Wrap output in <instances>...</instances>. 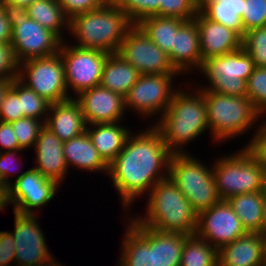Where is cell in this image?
<instances>
[{
	"mask_svg": "<svg viewBox=\"0 0 266 266\" xmlns=\"http://www.w3.org/2000/svg\"><path fill=\"white\" fill-rule=\"evenodd\" d=\"M140 130L132 131L122 150L108 164L107 176L126 213L129 210L133 213L134 202L142 195L145 198L156 183L168 178L172 155L161 133L152 124Z\"/></svg>",
	"mask_w": 266,
	"mask_h": 266,
	"instance_id": "6da1fadb",
	"label": "cell"
},
{
	"mask_svg": "<svg viewBox=\"0 0 266 266\" xmlns=\"http://www.w3.org/2000/svg\"><path fill=\"white\" fill-rule=\"evenodd\" d=\"M182 84L184 87L180 85L166 111L153 124L172 154L188 153V144L209 133L204 92Z\"/></svg>",
	"mask_w": 266,
	"mask_h": 266,
	"instance_id": "7a4b0ae2",
	"label": "cell"
},
{
	"mask_svg": "<svg viewBox=\"0 0 266 266\" xmlns=\"http://www.w3.org/2000/svg\"><path fill=\"white\" fill-rule=\"evenodd\" d=\"M145 196L146 213L133 215L136 223L161 232L195 234L198 213L169 177L156 183Z\"/></svg>",
	"mask_w": 266,
	"mask_h": 266,
	"instance_id": "3957f363",
	"label": "cell"
},
{
	"mask_svg": "<svg viewBox=\"0 0 266 266\" xmlns=\"http://www.w3.org/2000/svg\"><path fill=\"white\" fill-rule=\"evenodd\" d=\"M133 25L112 1L98 9L74 15L69 22L72 45L117 53L128 29Z\"/></svg>",
	"mask_w": 266,
	"mask_h": 266,
	"instance_id": "277c9868",
	"label": "cell"
},
{
	"mask_svg": "<svg viewBox=\"0 0 266 266\" xmlns=\"http://www.w3.org/2000/svg\"><path fill=\"white\" fill-rule=\"evenodd\" d=\"M207 111L208 129L211 140L217 144L246 135L251 129L256 131L263 115L247 97H237L203 91ZM256 127H255V125ZM253 127V128H252ZM249 130V131H248ZM237 136V138H236Z\"/></svg>",
	"mask_w": 266,
	"mask_h": 266,
	"instance_id": "5b68a950",
	"label": "cell"
},
{
	"mask_svg": "<svg viewBox=\"0 0 266 266\" xmlns=\"http://www.w3.org/2000/svg\"><path fill=\"white\" fill-rule=\"evenodd\" d=\"M210 165L190 153L172 154L169 161L168 177L197 213L221 200L215 185L212 163Z\"/></svg>",
	"mask_w": 266,
	"mask_h": 266,
	"instance_id": "8992f818",
	"label": "cell"
},
{
	"mask_svg": "<svg viewBox=\"0 0 266 266\" xmlns=\"http://www.w3.org/2000/svg\"><path fill=\"white\" fill-rule=\"evenodd\" d=\"M254 67L251 57L241 47L236 51L203 60L197 72L207 80V84L204 82L201 86L195 83L194 86L202 91L246 97V81Z\"/></svg>",
	"mask_w": 266,
	"mask_h": 266,
	"instance_id": "52a82bcc",
	"label": "cell"
},
{
	"mask_svg": "<svg viewBox=\"0 0 266 266\" xmlns=\"http://www.w3.org/2000/svg\"><path fill=\"white\" fill-rule=\"evenodd\" d=\"M234 154L215 159L213 174L218 196L228 200L234 195L261 191L262 166L247 147L235 150Z\"/></svg>",
	"mask_w": 266,
	"mask_h": 266,
	"instance_id": "ba28073f",
	"label": "cell"
},
{
	"mask_svg": "<svg viewBox=\"0 0 266 266\" xmlns=\"http://www.w3.org/2000/svg\"><path fill=\"white\" fill-rule=\"evenodd\" d=\"M11 42L17 63L48 57L59 52L62 40L52 31L28 17L26 10L8 9Z\"/></svg>",
	"mask_w": 266,
	"mask_h": 266,
	"instance_id": "9c48e42d",
	"label": "cell"
},
{
	"mask_svg": "<svg viewBox=\"0 0 266 266\" xmlns=\"http://www.w3.org/2000/svg\"><path fill=\"white\" fill-rule=\"evenodd\" d=\"M178 75L181 76L180 74L140 75L124 97L126 112L133 111V114L136 112L139 118L142 116L141 120L156 117L152 119L153 125L168 108L177 88H180V82L176 84L174 81Z\"/></svg>",
	"mask_w": 266,
	"mask_h": 266,
	"instance_id": "30bf717a",
	"label": "cell"
},
{
	"mask_svg": "<svg viewBox=\"0 0 266 266\" xmlns=\"http://www.w3.org/2000/svg\"><path fill=\"white\" fill-rule=\"evenodd\" d=\"M67 42L62 41L59 54L64 65L68 94L70 98H75L81 92L100 85L103 66L110 53Z\"/></svg>",
	"mask_w": 266,
	"mask_h": 266,
	"instance_id": "8fae6325",
	"label": "cell"
},
{
	"mask_svg": "<svg viewBox=\"0 0 266 266\" xmlns=\"http://www.w3.org/2000/svg\"><path fill=\"white\" fill-rule=\"evenodd\" d=\"M17 79L51 104L70 99L59 52L19 63Z\"/></svg>",
	"mask_w": 266,
	"mask_h": 266,
	"instance_id": "7c38bea8",
	"label": "cell"
},
{
	"mask_svg": "<svg viewBox=\"0 0 266 266\" xmlns=\"http://www.w3.org/2000/svg\"><path fill=\"white\" fill-rule=\"evenodd\" d=\"M15 266H48L57 259L50 253L46 234L39 226V215L19 214L13 211ZM39 217V218H38Z\"/></svg>",
	"mask_w": 266,
	"mask_h": 266,
	"instance_id": "4fadbf2b",
	"label": "cell"
},
{
	"mask_svg": "<svg viewBox=\"0 0 266 266\" xmlns=\"http://www.w3.org/2000/svg\"><path fill=\"white\" fill-rule=\"evenodd\" d=\"M117 53L140 75L179 74L170 63L168 55L137 24L128 29Z\"/></svg>",
	"mask_w": 266,
	"mask_h": 266,
	"instance_id": "5bb4252c",
	"label": "cell"
},
{
	"mask_svg": "<svg viewBox=\"0 0 266 266\" xmlns=\"http://www.w3.org/2000/svg\"><path fill=\"white\" fill-rule=\"evenodd\" d=\"M61 186L56 181L44 177L39 171L29 168L7 187L9 204L16 213L37 215L44 206L54 200Z\"/></svg>",
	"mask_w": 266,
	"mask_h": 266,
	"instance_id": "9a60e30c",
	"label": "cell"
},
{
	"mask_svg": "<svg viewBox=\"0 0 266 266\" xmlns=\"http://www.w3.org/2000/svg\"><path fill=\"white\" fill-rule=\"evenodd\" d=\"M245 234L240 219L226 200L198 213L195 235L217 250Z\"/></svg>",
	"mask_w": 266,
	"mask_h": 266,
	"instance_id": "2e32d148",
	"label": "cell"
},
{
	"mask_svg": "<svg viewBox=\"0 0 266 266\" xmlns=\"http://www.w3.org/2000/svg\"><path fill=\"white\" fill-rule=\"evenodd\" d=\"M79 102L87 125L125 121V99L122 95L98 85L81 92Z\"/></svg>",
	"mask_w": 266,
	"mask_h": 266,
	"instance_id": "e0dca14e",
	"label": "cell"
},
{
	"mask_svg": "<svg viewBox=\"0 0 266 266\" xmlns=\"http://www.w3.org/2000/svg\"><path fill=\"white\" fill-rule=\"evenodd\" d=\"M63 144L53 132L45 126L40 130L34 144L35 166L44 177L62 184L69 172L63 155Z\"/></svg>",
	"mask_w": 266,
	"mask_h": 266,
	"instance_id": "ac0fdd59",
	"label": "cell"
},
{
	"mask_svg": "<svg viewBox=\"0 0 266 266\" xmlns=\"http://www.w3.org/2000/svg\"><path fill=\"white\" fill-rule=\"evenodd\" d=\"M194 20L199 31L202 61L242 47V37L236 31L206 18L200 11Z\"/></svg>",
	"mask_w": 266,
	"mask_h": 266,
	"instance_id": "d6986e66",
	"label": "cell"
},
{
	"mask_svg": "<svg viewBox=\"0 0 266 266\" xmlns=\"http://www.w3.org/2000/svg\"><path fill=\"white\" fill-rule=\"evenodd\" d=\"M170 63L181 75L198 71L202 63L199 31L196 21H186L175 33L174 47L168 55Z\"/></svg>",
	"mask_w": 266,
	"mask_h": 266,
	"instance_id": "ffe728a7",
	"label": "cell"
},
{
	"mask_svg": "<svg viewBox=\"0 0 266 266\" xmlns=\"http://www.w3.org/2000/svg\"><path fill=\"white\" fill-rule=\"evenodd\" d=\"M44 126L53 132L62 142L86 132L82 109L75 98L50 104Z\"/></svg>",
	"mask_w": 266,
	"mask_h": 266,
	"instance_id": "44dd1931",
	"label": "cell"
},
{
	"mask_svg": "<svg viewBox=\"0 0 266 266\" xmlns=\"http://www.w3.org/2000/svg\"><path fill=\"white\" fill-rule=\"evenodd\" d=\"M126 218L153 246L155 266H180L183 245L189 236L179 232H161L139 225L130 214Z\"/></svg>",
	"mask_w": 266,
	"mask_h": 266,
	"instance_id": "7402d4cb",
	"label": "cell"
},
{
	"mask_svg": "<svg viewBox=\"0 0 266 266\" xmlns=\"http://www.w3.org/2000/svg\"><path fill=\"white\" fill-rule=\"evenodd\" d=\"M263 238L246 233L218 250V266H264Z\"/></svg>",
	"mask_w": 266,
	"mask_h": 266,
	"instance_id": "603a6c76",
	"label": "cell"
},
{
	"mask_svg": "<svg viewBox=\"0 0 266 266\" xmlns=\"http://www.w3.org/2000/svg\"><path fill=\"white\" fill-rule=\"evenodd\" d=\"M63 155L69 168L78 169L90 174L93 172L108 174V164L99 155L96 148L93 146L87 132L73 137L63 144Z\"/></svg>",
	"mask_w": 266,
	"mask_h": 266,
	"instance_id": "cb8c5ba5",
	"label": "cell"
},
{
	"mask_svg": "<svg viewBox=\"0 0 266 266\" xmlns=\"http://www.w3.org/2000/svg\"><path fill=\"white\" fill-rule=\"evenodd\" d=\"M121 122L87 125L86 132L102 159L110 164L122 148L132 130Z\"/></svg>",
	"mask_w": 266,
	"mask_h": 266,
	"instance_id": "d4e9b609",
	"label": "cell"
},
{
	"mask_svg": "<svg viewBox=\"0 0 266 266\" xmlns=\"http://www.w3.org/2000/svg\"><path fill=\"white\" fill-rule=\"evenodd\" d=\"M116 266H155L154 246L128 221Z\"/></svg>",
	"mask_w": 266,
	"mask_h": 266,
	"instance_id": "484cf974",
	"label": "cell"
},
{
	"mask_svg": "<svg viewBox=\"0 0 266 266\" xmlns=\"http://www.w3.org/2000/svg\"><path fill=\"white\" fill-rule=\"evenodd\" d=\"M139 76L118 53H110L103 66L100 85L125 97Z\"/></svg>",
	"mask_w": 266,
	"mask_h": 266,
	"instance_id": "4316f807",
	"label": "cell"
},
{
	"mask_svg": "<svg viewBox=\"0 0 266 266\" xmlns=\"http://www.w3.org/2000/svg\"><path fill=\"white\" fill-rule=\"evenodd\" d=\"M246 233H261L266 198L261 191L234 195L226 200Z\"/></svg>",
	"mask_w": 266,
	"mask_h": 266,
	"instance_id": "83f0119b",
	"label": "cell"
},
{
	"mask_svg": "<svg viewBox=\"0 0 266 266\" xmlns=\"http://www.w3.org/2000/svg\"><path fill=\"white\" fill-rule=\"evenodd\" d=\"M245 0H200L199 11L208 19L244 35L241 16Z\"/></svg>",
	"mask_w": 266,
	"mask_h": 266,
	"instance_id": "f1b7e54d",
	"label": "cell"
},
{
	"mask_svg": "<svg viewBox=\"0 0 266 266\" xmlns=\"http://www.w3.org/2000/svg\"><path fill=\"white\" fill-rule=\"evenodd\" d=\"M25 10L29 18L54 32L62 41L67 40L70 19L57 0H36Z\"/></svg>",
	"mask_w": 266,
	"mask_h": 266,
	"instance_id": "f546056e",
	"label": "cell"
},
{
	"mask_svg": "<svg viewBox=\"0 0 266 266\" xmlns=\"http://www.w3.org/2000/svg\"><path fill=\"white\" fill-rule=\"evenodd\" d=\"M185 22L186 20L174 17L150 16L139 21L137 25L152 42L169 55L174 47L175 33Z\"/></svg>",
	"mask_w": 266,
	"mask_h": 266,
	"instance_id": "4dcf8cb0",
	"label": "cell"
},
{
	"mask_svg": "<svg viewBox=\"0 0 266 266\" xmlns=\"http://www.w3.org/2000/svg\"><path fill=\"white\" fill-rule=\"evenodd\" d=\"M180 266H218V250L195 234L189 235L183 245Z\"/></svg>",
	"mask_w": 266,
	"mask_h": 266,
	"instance_id": "1f68e13d",
	"label": "cell"
},
{
	"mask_svg": "<svg viewBox=\"0 0 266 266\" xmlns=\"http://www.w3.org/2000/svg\"><path fill=\"white\" fill-rule=\"evenodd\" d=\"M10 88L21 99L22 117L42 120L45 123L51 103L27 88L17 78L11 81Z\"/></svg>",
	"mask_w": 266,
	"mask_h": 266,
	"instance_id": "d6a6232c",
	"label": "cell"
},
{
	"mask_svg": "<svg viewBox=\"0 0 266 266\" xmlns=\"http://www.w3.org/2000/svg\"><path fill=\"white\" fill-rule=\"evenodd\" d=\"M242 48L251 57L254 66L266 67V26L246 31Z\"/></svg>",
	"mask_w": 266,
	"mask_h": 266,
	"instance_id": "836d02e7",
	"label": "cell"
},
{
	"mask_svg": "<svg viewBox=\"0 0 266 266\" xmlns=\"http://www.w3.org/2000/svg\"><path fill=\"white\" fill-rule=\"evenodd\" d=\"M246 84V97L263 117H266V67L255 66Z\"/></svg>",
	"mask_w": 266,
	"mask_h": 266,
	"instance_id": "e575fe53",
	"label": "cell"
},
{
	"mask_svg": "<svg viewBox=\"0 0 266 266\" xmlns=\"http://www.w3.org/2000/svg\"><path fill=\"white\" fill-rule=\"evenodd\" d=\"M129 18L137 24L144 18L159 16L158 0H112Z\"/></svg>",
	"mask_w": 266,
	"mask_h": 266,
	"instance_id": "d590c367",
	"label": "cell"
},
{
	"mask_svg": "<svg viewBox=\"0 0 266 266\" xmlns=\"http://www.w3.org/2000/svg\"><path fill=\"white\" fill-rule=\"evenodd\" d=\"M159 16L193 20L199 13V0H158Z\"/></svg>",
	"mask_w": 266,
	"mask_h": 266,
	"instance_id": "8d00e7d4",
	"label": "cell"
},
{
	"mask_svg": "<svg viewBox=\"0 0 266 266\" xmlns=\"http://www.w3.org/2000/svg\"><path fill=\"white\" fill-rule=\"evenodd\" d=\"M11 124L18 145L23 150H30L29 148H33L40 130L44 127V122L42 120L28 117L19 118L18 120L11 122Z\"/></svg>",
	"mask_w": 266,
	"mask_h": 266,
	"instance_id": "74e56055",
	"label": "cell"
},
{
	"mask_svg": "<svg viewBox=\"0 0 266 266\" xmlns=\"http://www.w3.org/2000/svg\"><path fill=\"white\" fill-rule=\"evenodd\" d=\"M241 16L244 33L266 26V0H245Z\"/></svg>",
	"mask_w": 266,
	"mask_h": 266,
	"instance_id": "f35d334b",
	"label": "cell"
},
{
	"mask_svg": "<svg viewBox=\"0 0 266 266\" xmlns=\"http://www.w3.org/2000/svg\"><path fill=\"white\" fill-rule=\"evenodd\" d=\"M21 151L23 152V150H13V151L0 152V177L3 181V184L6 187H8L14 181V177L12 176V174L16 175L15 172L17 170L21 171L22 170L21 167L22 166L24 167V163H22L23 165L21 164V160L23 162V159H21L19 157L20 153H18ZM19 159H20V162L17 161ZM19 164H21V165H19ZM15 169H17V170H15ZM20 171H17L18 175L15 176V179H18L19 177H21L23 175L24 172H20ZM18 172H20L21 174ZM10 178L13 180H11Z\"/></svg>",
	"mask_w": 266,
	"mask_h": 266,
	"instance_id": "ab89813d",
	"label": "cell"
},
{
	"mask_svg": "<svg viewBox=\"0 0 266 266\" xmlns=\"http://www.w3.org/2000/svg\"><path fill=\"white\" fill-rule=\"evenodd\" d=\"M22 118L21 99L9 87L0 108V121L11 123Z\"/></svg>",
	"mask_w": 266,
	"mask_h": 266,
	"instance_id": "60d3db41",
	"label": "cell"
},
{
	"mask_svg": "<svg viewBox=\"0 0 266 266\" xmlns=\"http://www.w3.org/2000/svg\"><path fill=\"white\" fill-rule=\"evenodd\" d=\"M262 120L245 147L257 158L262 167H266V118L263 117Z\"/></svg>",
	"mask_w": 266,
	"mask_h": 266,
	"instance_id": "b9f144b4",
	"label": "cell"
},
{
	"mask_svg": "<svg viewBox=\"0 0 266 266\" xmlns=\"http://www.w3.org/2000/svg\"><path fill=\"white\" fill-rule=\"evenodd\" d=\"M18 76V63L10 44L0 43V79L14 80Z\"/></svg>",
	"mask_w": 266,
	"mask_h": 266,
	"instance_id": "7bdbcfd3",
	"label": "cell"
},
{
	"mask_svg": "<svg viewBox=\"0 0 266 266\" xmlns=\"http://www.w3.org/2000/svg\"><path fill=\"white\" fill-rule=\"evenodd\" d=\"M64 14L71 19L74 15L95 10L109 0H57Z\"/></svg>",
	"mask_w": 266,
	"mask_h": 266,
	"instance_id": "ee69618b",
	"label": "cell"
},
{
	"mask_svg": "<svg viewBox=\"0 0 266 266\" xmlns=\"http://www.w3.org/2000/svg\"><path fill=\"white\" fill-rule=\"evenodd\" d=\"M15 243L10 231H0V266H15Z\"/></svg>",
	"mask_w": 266,
	"mask_h": 266,
	"instance_id": "f6af8a7d",
	"label": "cell"
},
{
	"mask_svg": "<svg viewBox=\"0 0 266 266\" xmlns=\"http://www.w3.org/2000/svg\"><path fill=\"white\" fill-rule=\"evenodd\" d=\"M23 150L17 142L11 123L0 121V152Z\"/></svg>",
	"mask_w": 266,
	"mask_h": 266,
	"instance_id": "bcb514c9",
	"label": "cell"
},
{
	"mask_svg": "<svg viewBox=\"0 0 266 266\" xmlns=\"http://www.w3.org/2000/svg\"><path fill=\"white\" fill-rule=\"evenodd\" d=\"M11 27L8 16V8L0 3V43L10 44Z\"/></svg>",
	"mask_w": 266,
	"mask_h": 266,
	"instance_id": "7dc6e473",
	"label": "cell"
},
{
	"mask_svg": "<svg viewBox=\"0 0 266 266\" xmlns=\"http://www.w3.org/2000/svg\"><path fill=\"white\" fill-rule=\"evenodd\" d=\"M36 0H2L1 3L8 9H27Z\"/></svg>",
	"mask_w": 266,
	"mask_h": 266,
	"instance_id": "c3c4849f",
	"label": "cell"
},
{
	"mask_svg": "<svg viewBox=\"0 0 266 266\" xmlns=\"http://www.w3.org/2000/svg\"><path fill=\"white\" fill-rule=\"evenodd\" d=\"M10 207L9 200H8V188L7 187H0V211H6L5 209ZM7 206V207H6Z\"/></svg>",
	"mask_w": 266,
	"mask_h": 266,
	"instance_id": "681fc988",
	"label": "cell"
},
{
	"mask_svg": "<svg viewBox=\"0 0 266 266\" xmlns=\"http://www.w3.org/2000/svg\"><path fill=\"white\" fill-rule=\"evenodd\" d=\"M11 81L12 80L9 79H0V108L5 96V92L11 85Z\"/></svg>",
	"mask_w": 266,
	"mask_h": 266,
	"instance_id": "f907efd6",
	"label": "cell"
},
{
	"mask_svg": "<svg viewBox=\"0 0 266 266\" xmlns=\"http://www.w3.org/2000/svg\"><path fill=\"white\" fill-rule=\"evenodd\" d=\"M261 193L266 198V167H262V188Z\"/></svg>",
	"mask_w": 266,
	"mask_h": 266,
	"instance_id": "816d5d0a",
	"label": "cell"
},
{
	"mask_svg": "<svg viewBox=\"0 0 266 266\" xmlns=\"http://www.w3.org/2000/svg\"><path fill=\"white\" fill-rule=\"evenodd\" d=\"M260 234H266V204H265V207H264L263 225H262Z\"/></svg>",
	"mask_w": 266,
	"mask_h": 266,
	"instance_id": "f5cc1de1",
	"label": "cell"
},
{
	"mask_svg": "<svg viewBox=\"0 0 266 266\" xmlns=\"http://www.w3.org/2000/svg\"><path fill=\"white\" fill-rule=\"evenodd\" d=\"M263 238V248H264V260L266 262V234H261Z\"/></svg>",
	"mask_w": 266,
	"mask_h": 266,
	"instance_id": "db71d44e",
	"label": "cell"
},
{
	"mask_svg": "<svg viewBox=\"0 0 266 266\" xmlns=\"http://www.w3.org/2000/svg\"><path fill=\"white\" fill-rule=\"evenodd\" d=\"M48 266H66L65 264L62 265V263H60L58 260H56L55 262H53L51 265Z\"/></svg>",
	"mask_w": 266,
	"mask_h": 266,
	"instance_id": "11a10c76",
	"label": "cell"
},
{
	"mask_svg": "<svg viewBox=\"0 0 266 266\" xmlns=\"http://www.w3.org/2000/svg\"><path fill=\"white\" fill-rule=\"evenodd\" d=\"M0 187H6V186L3 184V181H2V179H1V177H0Z\"/></svg>",
	"mask_w": 266,
	"mask_h": 266,
	"instance_id": "9f6ffc18",
	"label": "cell"
}]
</instances>
